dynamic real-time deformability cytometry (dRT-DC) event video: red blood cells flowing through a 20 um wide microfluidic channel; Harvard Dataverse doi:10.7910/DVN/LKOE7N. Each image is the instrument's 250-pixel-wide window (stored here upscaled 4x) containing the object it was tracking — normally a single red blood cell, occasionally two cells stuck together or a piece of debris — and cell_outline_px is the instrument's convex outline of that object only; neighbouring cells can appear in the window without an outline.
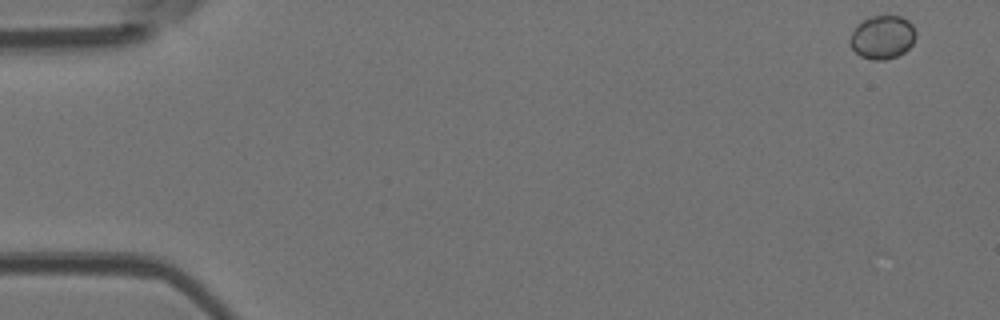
{"species": "Egyptian fruit bat (a non-hibernating species)", "species_latin": "Rousettus aegyptiacus", "temperature_condition": "room temperature", "stored_images_in_passage": 6, "camera_frame_rate_fps": 3000, "um_per_image_px": 0.085, "animal": {"sex": "female"}, "frame": {"image": 1, "passage_image": 1, "time_ms": 0.0, "image_size_px": [1000, 320], "cell_outline_px": [[916, 36], [912, 44], [904, 52], [896, 56], [884, 60], [872, 60], [860, 56], [852, 48], [848, 40], [856, 24], [872, 16], [900, 16], [908, 20], [912, 24], [916, 32]], "centroid_in_image_um": [74.99, 3.16], "position_along_channel_um": 10.0, "area_um2": 16.7}}
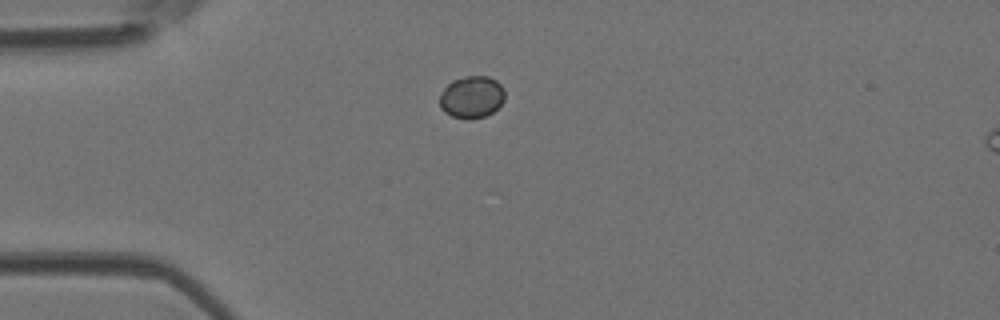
{"frame": {"image": 2, "passage_image": 4, "time_ms": 1.0, "image_size_px": [1000, 320], "cell_outline_px": [[504, 100], [492, 112], [484, 116], [468, 120], [452, 116], [444, 112], [440, 108], [440, 96], [444, 88], [452, 80], [464, 76], [488, 76], [496, 80], [504, 88]], "centroid_in_image_um": [40.08, 8.24], "position_along_channel_um": 44.9, "area_um2": 16.01}}
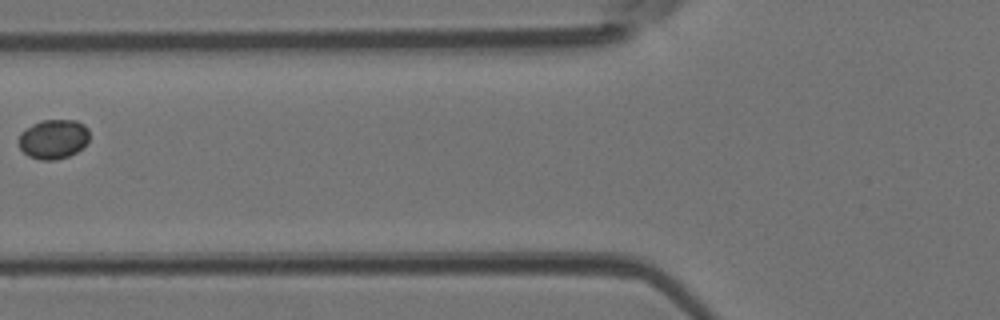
{"frame": {"image": 3, "passage_image": 6, "time_ms": 1.667, "image_size_px": [1000, 320], "cell_outline_px": [[88, 140], [76, 152], [68, 156], [56, 160], [40, 160], [28, 156], [20, 148], [20, 132], [24, 128], [40, 120], [76, 120], [84, 124], [88, 128]], "centroid_in_image_um": [4.52, 11.81], "position_along_channel_um": 121.3, "area_um2": 16.24}}